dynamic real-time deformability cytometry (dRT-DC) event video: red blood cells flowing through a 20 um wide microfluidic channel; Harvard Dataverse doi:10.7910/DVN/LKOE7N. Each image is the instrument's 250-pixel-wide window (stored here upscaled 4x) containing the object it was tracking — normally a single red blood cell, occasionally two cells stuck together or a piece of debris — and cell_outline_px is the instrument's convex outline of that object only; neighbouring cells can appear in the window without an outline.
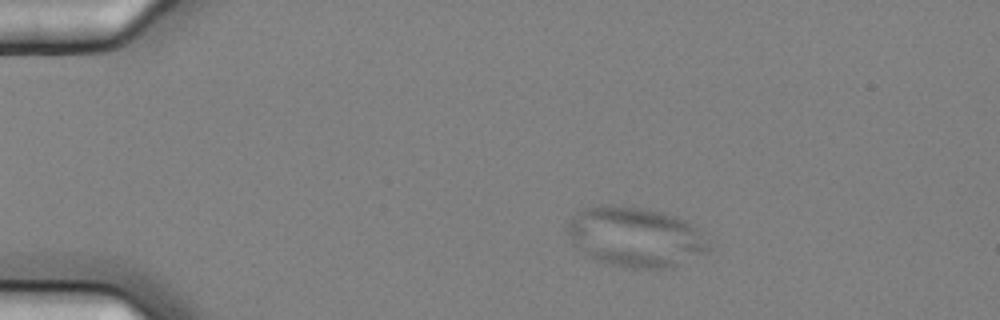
{"species": "common noctule bat (a hibernating species)", "species_latin": "Nyctalus noctula", "temperature_condition": "cold", "stored_images_in_passage": 4, "camera_frame_rate_fps": 3000, "um_per_image_px": 0.085, "animal": {"sex": "female", "body_mass_g": 25.1}, "frame": {"image": 1, "passage_image": 2, "time_ms": 0.333, "image_size_px": [1000, 320], "cell_outline_px": [[708, 252], [672, 268], [624, 268], [596, 260], [572, 244], [564, 228], [572, 216], [584, 208], [604, 204], [612, 204], [640, 208], [660, 212], [676, 216], [692, 224], [696, 228], [708, 244]], "centroid_in_image_um": [53.96, 20.14], "position_along_channel_um": 31.0, "area_um2": 49.36}}